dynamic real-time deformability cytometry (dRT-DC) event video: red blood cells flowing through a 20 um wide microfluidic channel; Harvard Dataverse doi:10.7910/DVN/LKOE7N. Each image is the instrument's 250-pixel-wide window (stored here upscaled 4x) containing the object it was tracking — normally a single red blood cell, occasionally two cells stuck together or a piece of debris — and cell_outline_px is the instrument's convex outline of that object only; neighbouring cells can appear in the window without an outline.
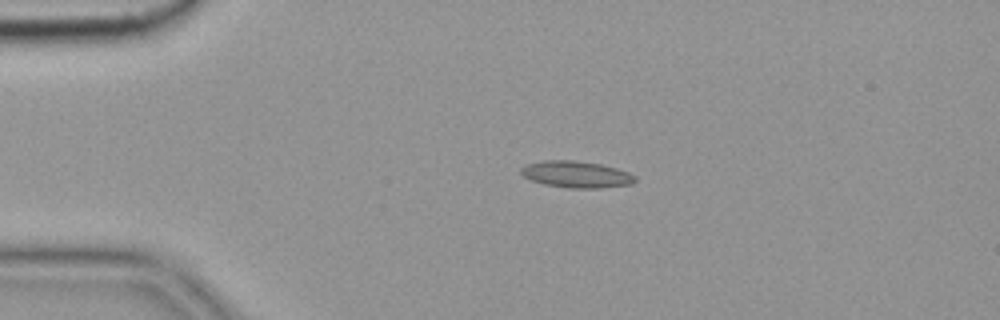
{"species": "common noctule bat (a hibernating species)", "species_latin": "Nyctalus noctula", "temperature_condition": "cold", "stored_images_in_passage": 5, "camera_frame_rate_fps": 3000, "um_per_image_px": 0.085, "animal": {"sex": "female", "body_mass_g": 19.9}, "frame": {"image": 1, "passage_image": 2, "time_ms": 0.333, "image_size_px": [1000, 320], "cell_outline_px": [[636, 180], [632, 184], [600, 188], [572, 188], [544, 184], [532, 180], [524, 176], [520, 172], [520, 168], [528, 164], [544, 160], [572, 160], [600, 164], [616, 168], [628, 172], [636, 176]], "centroid_in_image_um": [49.0, 14.82], "position_along_channel_um": 36.0, "area_um2": 17.57}}